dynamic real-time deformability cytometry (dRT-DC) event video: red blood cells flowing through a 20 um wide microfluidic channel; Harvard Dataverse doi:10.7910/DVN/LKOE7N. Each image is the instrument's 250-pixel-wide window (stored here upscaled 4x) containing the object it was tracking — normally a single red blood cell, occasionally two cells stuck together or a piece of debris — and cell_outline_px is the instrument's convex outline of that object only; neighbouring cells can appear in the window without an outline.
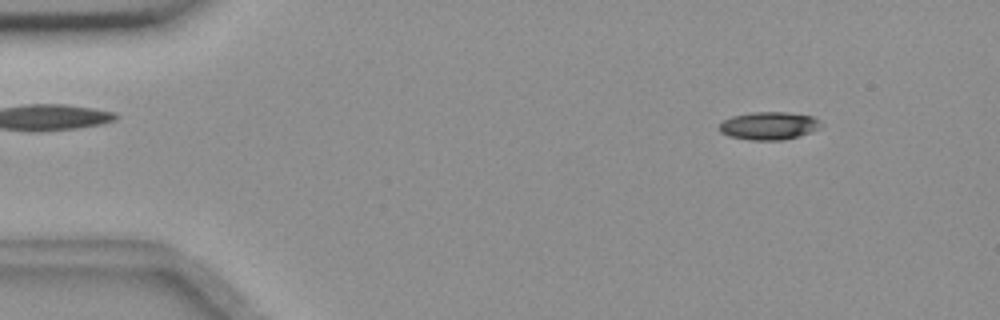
{"species": "common noctule bat (a hibernating species)", "species_latin": "Nyctalus noctula", "temperature_condition": "room temperature", "stored_images_in_passage": 55, "camera_frame_rate_fps": 3000, "um_per_image_px": 0.085, "animal": {"sex": "female", "body_mass_g": 18.4}, "frame": {"image": 1, "passage_image": 6, "time_ms": 1.667, "image_size_px": [1000, 320], "cell_outline_px": [[820, 128], [784, 140], [752, 140], [728, 136], [720, 132], [716, 128], [724, 120], [732, 116], [752, 112], [788, 112], [812, 116], [820, 120]], "centroid_in_image_um": [65.31, 10.68], "position_along_channel_um": 19.7, "area_um2": 16.47}}
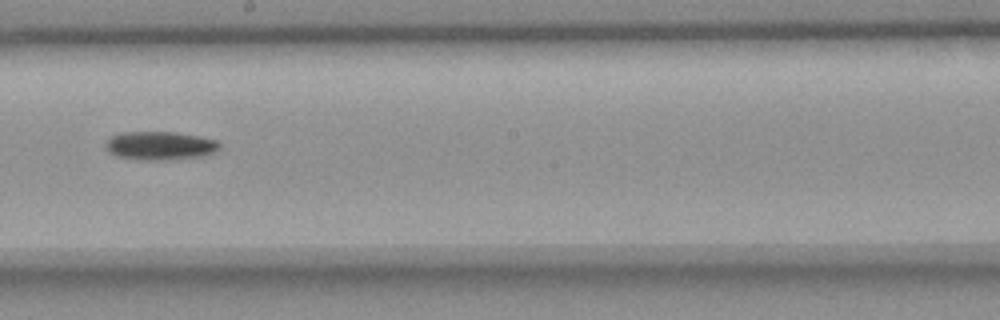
{"frame": {"image": 2, "passage_image": 31, "time_ms": 10.0, "image_size_px": [1000, 320], "cell_outline_px": [[220, 148], [216, 152], [204, 156], [168, 160], [140, 160], [116, 156], [108, 152], [104, 148], [104, 144], [112, 136], [120, 132], [172, 132], [200, 136], [216, 140], [220, 144]], "centroid_in_image_um": [13.59, 12.39], "position_along_channel_um": 234.6, "area_um2": 19.19}}
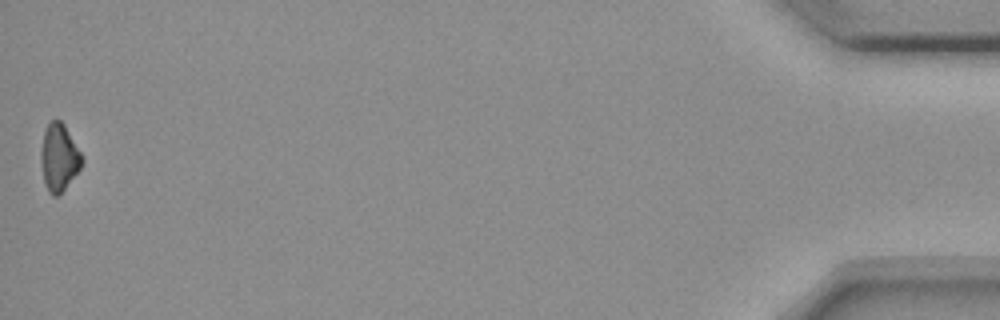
{"frame": {"image": 3, "passage_image": 55, "time_ms": 18.0, "image_size_px": [1000, 320], "cell_outline_px": [[84, 160], [80, 168], [64, 188], [56, 196], [52, 196], [48, 192], [44, 180], [40, 160], [40, 152], [44, 132], [48, 124], [52, 120], [60, 120], [64, 124], [80, 152]], "centroid_in_image_um": [5.0, 13.37], "position_along_channel_um": 430.2, "area_um2": 15.72}, "authors_computed_cell_mechanics": {"area_um2": 17.1666, "velocity_mm_per_s": 3.6545, "shape_relaxation_time_tau1_ms": 5.2383, "shape_relaxation_time_tau2_ms": null, "deformation_change_tau1": 0.1305, "deformation_change_tau2": null}}